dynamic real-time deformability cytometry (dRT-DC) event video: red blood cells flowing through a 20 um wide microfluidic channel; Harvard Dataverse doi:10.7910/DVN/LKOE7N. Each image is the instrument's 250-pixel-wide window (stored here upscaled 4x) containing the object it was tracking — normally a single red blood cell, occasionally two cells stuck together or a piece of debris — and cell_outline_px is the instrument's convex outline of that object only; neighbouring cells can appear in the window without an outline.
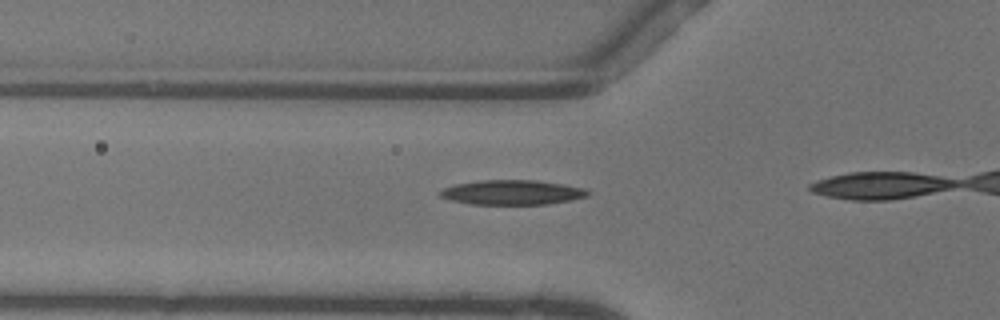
{"species": "common noctule bat (a hibernating species)", "species_latin": "Nyctalus noctula", "temperature_condition": "warm", "stored_images_in_passage": 4, "camera_frame_rate_fps": 3000, "um_per_image_px": 0.085, "animal": {"sex": "female"}, "frame": {"image": 1, "passage_image": 2, "time_ms": 0.333, "image_size_px": [1000, 320], "cell_outline_px": [[592, 192], [588, 196], [572, 200], [548, 204], [472, 204], [452, 200], [440, 196], [440, 192], [444, 188], [456, 184], [480, 180], [536, 180], [584, 188]], "centroid_in_image_um": [43.58, 16.35], "position_along_channel_um": 82.2, "area_um2": 21.1}}